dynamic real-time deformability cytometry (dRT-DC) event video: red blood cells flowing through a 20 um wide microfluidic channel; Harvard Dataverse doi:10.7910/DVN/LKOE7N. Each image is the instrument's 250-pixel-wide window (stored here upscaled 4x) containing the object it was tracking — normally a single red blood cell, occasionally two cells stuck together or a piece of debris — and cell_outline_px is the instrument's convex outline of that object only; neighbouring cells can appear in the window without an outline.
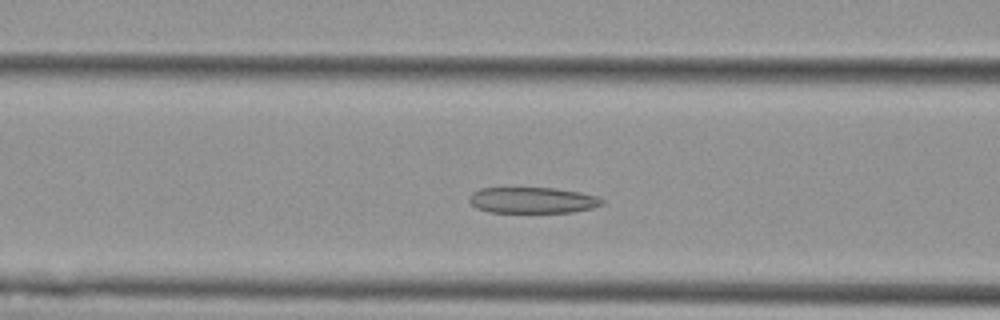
{"species": "Egyptian fruit bat (a non-hibernating species)", "species_latin": "Rousettus aegyptiacus", "temperature_condition": "cold", "stored_images_in_passage": 47, "camera_frame_rate_fps": 3000, "um_per_image_px": 0.085, "animal": {"sex": "female"}, "frame": {"image": 1, "passage_image": 14, "time_ms": 4.333, "image_size_px": [1000, 320], "cell_outline_px": [[604, 204], [592, 208], [572, 212], [488, 212], [476, 208], [468, 200], [468, 196], [472, 192], [480, 188], [552, 188], [580, 192], [596, 196], [604, 200]], "centroid_in_image_um": [45.24, 17.02], "position_along_channel_um": 121.4, "area_um2": 20.17}}
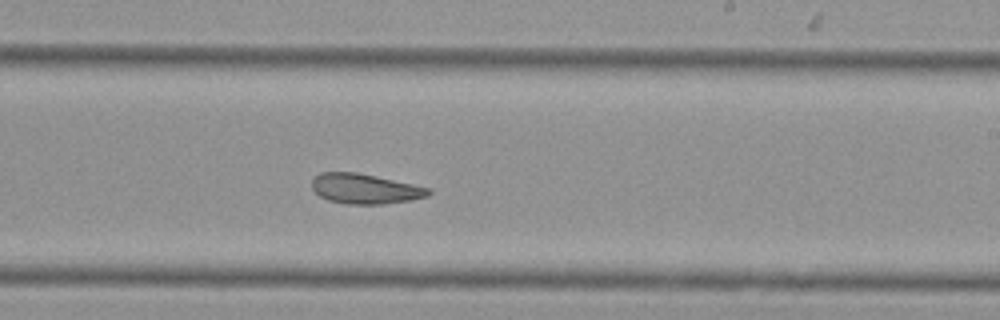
{"frame": {"image": 2, "passage_image": 25, "time_ms": 8.0, "image_size_px": [1000, 320], "cell_outline_px": [[432, 192], [428, 196], [412, 200], [380, 204], [348, 204], [328, 200], [320, 196], [312, 188], [312, 180], [320, 172], [356, 172], [412, 184], [428, 188]], "centroid_in_image_um": [31.01, 16.05], "position_along_channel_um": 258.0, "area_um2": 20.17}}
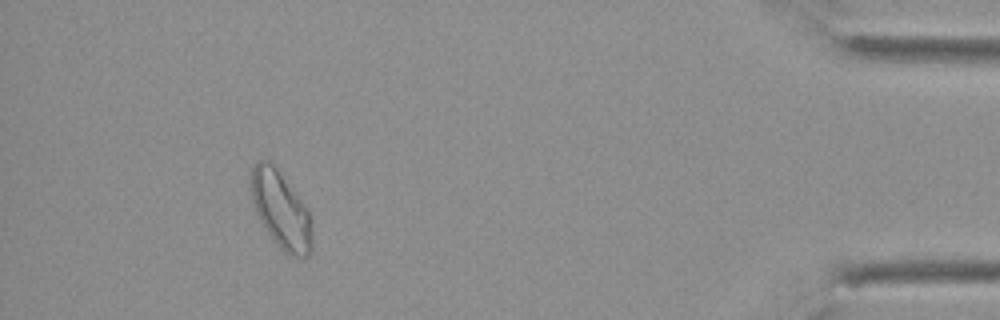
{"frame": {"image": 3, "passage_image": 42, "time_ms": 13.667, "image_size_px": [1000, 320], "cell_outline_px": [[312, 252], [308, 256], [300, 260], [296, 260], [284, 252], [276, 244], [260, 220], [256, 212], [252, 200], [252, 168], [256, 160], [268, 160], [276, 168], [308, 208], [312, 224]], "centroid_in_image_um": [23.93, 17.92], "position_along_channel_um": 411.3, "area_um2": 27.51}, "authors_computed_cell_mechanics": {"area_um2": 23.2356, "velocity_mm_per_s": 3.7417, "shape_relaxation_time_tau1_ms": null, "shape_relaxation_time_tau2_ms": 4.9444, "deformation_change_tau1": null, "deformation_change_tau2": 0.079}}